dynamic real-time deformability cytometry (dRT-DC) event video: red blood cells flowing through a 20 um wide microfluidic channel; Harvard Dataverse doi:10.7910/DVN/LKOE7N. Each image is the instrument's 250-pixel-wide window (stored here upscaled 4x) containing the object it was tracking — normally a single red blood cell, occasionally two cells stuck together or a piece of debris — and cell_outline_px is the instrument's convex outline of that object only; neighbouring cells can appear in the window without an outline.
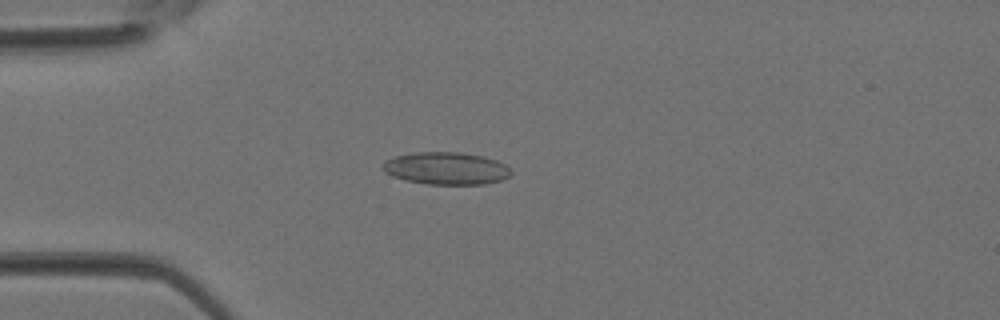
{"species": "Egyptian fruit bat (a non-hibernating species)", "species_latin": "Rousettus aegyptiacus", "temperature_condition": "room temperature", "stored_images_in_passage": 37, "camera_frame_rate_fps": 3000, "um_per_image_px": 0.085, "animal": {"sex": "female"}, "frame": {"image": 1, "passage_image": 10, "time_ms": 3.0, "image_size_px": [1000, 320], "cell_outline_px": [[512, 172], [508, 176], [500, 180], [484, 184], [428, 184], [404, 180], [392, 176], [384, 172], [384, 164], [388, 160], [396, 156], [416, 152], [456, 152], [484, 156], [496, 160], [504, 164]], "centroid_in_image_um": [37.93, 14.31], "position_along_channel_um": 47.1, "area_um2": 23.93}}
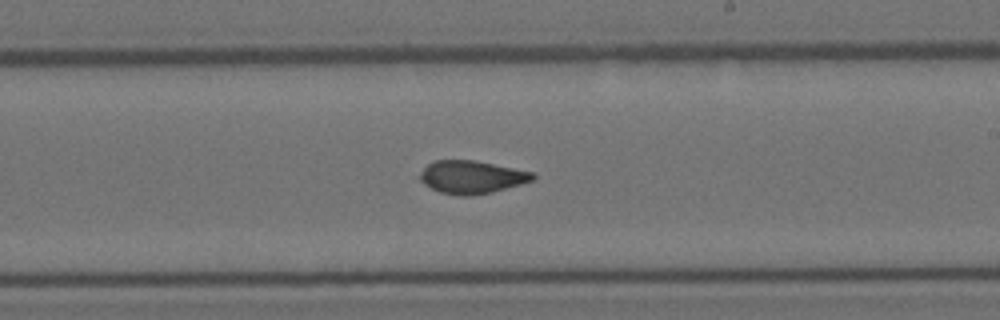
{"frame": {"image": 2, "passage_image": 22, "time_ms": 7.0, "image_size_px": [1000, 320], "cell_outline_px": [[536, 176], [532, 180], [520, 184], [492, 192], [472, 196], [460, 196], [440, 192], [424, 184], [420, 180], [420, 172], [428, 164], [436, 160], [472, 160], [532, 172]], "centroid_in_image_um": [40.06, 15.06], "position_along_channel_um": 248.9, "area_um2": 21.33}}
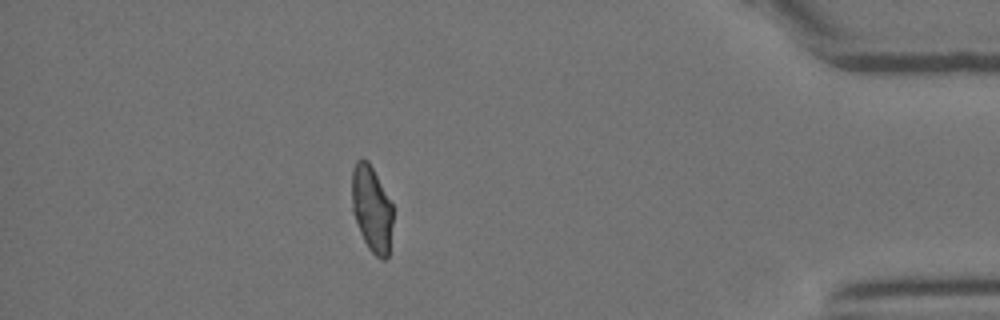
{"frame": {"image": 3, "passage_image": 33, "time_ms": 10.667, "image_size_px": [1000, 320], "cell_outline_px": [[392, 224], [388, 256], [384, 260], [380, 260], [368, 248], [360, 232], [352, 212], [352, 168], [356, 160], [368, 160], [392, 204]], "centroid_in_image_um": [31.58, 17.76], "position_along_channel_um": 403.6, "area_um2": 20.46}}